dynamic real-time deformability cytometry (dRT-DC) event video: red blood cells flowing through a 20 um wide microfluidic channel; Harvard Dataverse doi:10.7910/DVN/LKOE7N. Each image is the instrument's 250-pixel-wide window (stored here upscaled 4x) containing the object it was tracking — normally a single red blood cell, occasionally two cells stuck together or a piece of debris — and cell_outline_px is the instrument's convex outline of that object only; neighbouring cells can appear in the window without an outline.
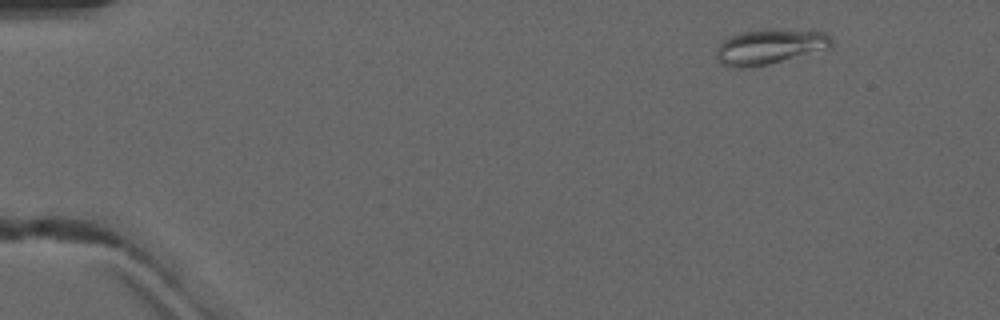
{"species": "common noctule bat (a hibernating species)", "species_latin": "Nyctalus noctula", "temperature_condition": "warm", "stored_images_in_passage": 3, "camera_frame_rate_fps": 3000, "um_per_image_px": 0.085, "animal": {"sex": "male", "forearm_length_mm": 52.5}, "frame": {"image": 1, "passage_image": 1, "time_ms": 0.0, "image_size_px": [1000, 320], "cell_outline_px": [[832, 48], [768, 64], [740, 68], [736, 68], [720, 64], [716, 60], [716, 48], [728, 36], [740, 32], [764, 28], [824, 32], [832, 36]], "centroid_in_image_um": [65.41, 3.96], "position_along_channel_um": 19.6, "area_um2": 23.87}}